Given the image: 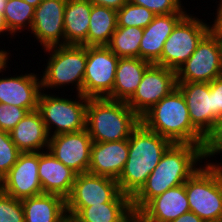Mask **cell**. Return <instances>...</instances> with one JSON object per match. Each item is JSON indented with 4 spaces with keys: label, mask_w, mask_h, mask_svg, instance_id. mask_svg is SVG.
I'll return each instance as SVG.
<instances>
[{
    "label": "cell",
    "mask_w": 222,
    "mask_h": 222,
    "mask_svg": "<svg viewBox=\"0 0 222 222\" xmlns=\"http://www.w3.org/2000/svg\"><path fill=\"white\" fill-rule=\"evenodd\" d=\"M202 160L200 145L172 143L146 183L131 198L134 214L169 188L184 184L201 167L199 162L203 163ZM197 163L199 167H196Z\"/></svg>",
    "instance_id": "6da1fadb"
},
{
    "label": "cell",
    "mask_w": 222,
    "mask_h": 222,
    "mask_svg": "<svg viewBox=\"0 0 222 222\" xmlns=\"http://www.w3.org/2000/svg\"><path fill=\"white\" fill-rule=\"evenodd\" d=\"M171 144L168 139L149 130L140 122L128 139V159L117 179L121 193L132 198L146 183Z\"/></svg>",
    "instance_id": "7a4b0ae2"
},
{
    "label": "cell",
    "mask_w": 222,
    "mask_h": 222,
    "mask_svg": "<svg viewBox=\"0 0 222 222\" xmlns=\"http://www.w3.org/2000/svg\"><path fill=\"white\" fill-rule=\"evenodd\" d=\"M141 123L173 144L202 146L204 136L192 125L186 100L178 88L140 117Z\"/></svg>",
    "instance_id": "3957f363"
},
{
    "label": "cell",
    "mask_w": 222,
    "mask_h": 222,
    "mask_svg": "<svg viewBox=\"0 0 222 222\" xmlns=\"http://www.w3.org/2000/svg\"><path fill=\"white\" fill-rule=\"evenodd\" d=\"M140 122V117L126 102L107 98L88 99L86 129L93 142L129 139Z\"/></svg>",
    "instance_id": "277c9868"
},
{
    "label": "cell",
    "mask_w": 222,
    "mask_h": 222,
    "mask_svg": "<svg viewBox=\"0 0 222 222\" xmlns=\"http://www.w3.org/2000/svg\"><path fill=\"white\" fill-rule=\"evenodd\" d=\"M49 59L41 78L42 91L45 88L56 90L60 87L74 85L77 94H82L83 80L87 61V46L62 45L44 49Z\"/></svg>",
    "instance_id": "5b68a950"
},
{
    "label": "cell",
    "mask_w": 222,
    "mask_h": 222,
    "mask_svg": "<svg viewBox=\"0 0 222 222\" xmlns=\"http://www.w3.org/2000/svg\"><path fill=\"white\" fill-rule=\"evenodd\" d=\"M200 167L186 182L190 211L204 221L222 218V163Z\"/></svg>",
    "instance_id": "8992f818"
},
{
    "label": "cell",
    "mask_w": 222,
    "mask_h": 222,
    "mask_svg": "<svg viewBox=\"0 0 222 222\" xmlns=\"http://www.w3.org/2000/svg\"><path fill=\"white\" fill-rule=\"evenodd\" d=\"M44 92L41 91L39 95L38 111L50 137L79 132L86 128V107L89 98L77 94V98L71 100Z\"/></svg>",
    "instance_id": "52a82bcc"
},
{
    "label": "cell",
    "mask_w": 222,
    "mask_h": 222,
    "mask_svg": "<svg viewBox=\"0 0 222 222\" xmlns=\"http://www.w3.org/2000/svg\"><path fill=\"white\" fill-rule=\"evenodd\" d=\"M204 21L190 13L186 14L165 41L161 58L155 64L177 71L209 32V24Z\"/></svg>",
    "instance_id": "ba28073f"
},
{
    "label": "cell",
    "mask_w": 222,
    "mask_h": 222,
    "mask_svg": "<svg viewBox=\"0 0 222 222\" xmlns=\"http://www.w3.org/2000/svg\"><path fill=\"white\" fill-rule=\"evenodd\" d=\"M222 76V43L208 32L176 71L177 82L210 83Z\"/></svg>",
    "instance_id": "9c48e42d"
},
{
    "label": "cell",
    "mask_w": 222,
    "mask_h": 222,
    "mask_svg": "<svg viewBox=\"0 0 222 222\" xmlns=\"http://www.w3.org/2000/svg\"><path fill=\"white\" fill-rule=\"evenodd\" d=\"M119 57L107 46H87L82 95L107 98L113 90Z\"/></svg>",
    "instance_id": "30bf717a"
},
{
    "label": "cell",
    "mask_w": 222,
    "mask_h": 222,
    "mask_svg": "<svg viewBox=\"0 0 222 222\" xmlns=\"http://www.w3.org/2000/svg\"><path fill=\"white\" fill-rule=\"evenodd\" d=\"M177 88L176 71L151 64L127 105L141 117L162 98Z\"/></svg>",
    "instance_id": "8fae6325"
},
{
    "label": "cell",
    "mask_w": 222,
    "mask_h": 222,
    "mask_svg": "<svg viewBox=\"0 0 222 222\" xmlns=\"http://www.w3.org/2000/svg\"><path fill=\"white\" fill-rule=\"evenodd\" d=\"M38 165L39 152L21 153L17 162L0 181V190L18 200L42 194Z\"/></svg>",
    "instance_id": "7c38bea8"
},
{
    "label": "cell",
    "mask_w": 222,
    "mask_h": 222,
    "mask_svg": "<svg viewBox=\"0 0 222 222\" xmlns=\"http://www.w3.org/2000/svg\"><path fill=\"white\" fill-rule=\"evenodd\" d=\"M121 193L115 179L89 172L77 174L66 207H89L112 202Z\"/></svg>",
    "instance_id": "4fadbf2b"
},
{
    "label": "cell",
    "mask_w": 222,
    "mask_h": 222,
    "mask_svg": "<svg viewBox=\"0 0 222 222\" xmlns=\"http://www.w3.org/2000/svg\"><path fill=\"white\" fill-rule=\"evenodd\" d=\"M92 143L85 128L79 132L51 136L48 150L66 167L81 174L88 172Z\"/></svg>",
    "instance_id": "5bb4252c"
},
{
    "label": "cell",
    "mask_w": 222,
    "mask_h": 222,
    "mask_svg": "<svg viewBox=\"0 0 222 222\" xmlns=\"http://www.w3.org/2000/svg\"><path fill=\"white\" fill-rule=\"evenodd\" d=\"M67 0H43L34 12L31 33L43 49L64 45V12Z\"/></svg>",
    "instance_id": "9a60e30c"
},
{
    "label": "cell",
    "mask_w": 222,
    "mask_h": 222,
    "mask_svg": "<svg viewBox=\"0 0 222 222\" xmlns=\"http://www.w3.org/2000/svg\"><path fill=\"white\" fill-rule=\"evenodd\" d=\"M8 64L1 70L6 71ZM39 74L25 73L11 77H0V103L25 108L28 112L38 110V99L42 91Z\"/></svg>",
    "instance_id": "2e32d148"
},
{
    "label": "cell",
    "mask_w": 222,
    "mask_h": 222,
    "mask_svg": "<svg viewBox=\"0 0 222 222\" xmlns=\"http://www.w3.org/2000/svg\"><path fill=\"white\" fill-rule=\"evenodd\" d=\"M190 211L185 183L151 199L137 214L136 222H170Z\"/></svg>",
    "instance_id": "e0dca14e"
},
{
    "label": "cell",
    "mask_w": 222,
    "mask_h": 222,
    "mask_svg": "<svg viewBox=\"0 0 222 222\" xmlns=\"http://www.w3.org/2000/svg\"><path fill=\"white\" fill-rule=\"evenodd\" d=\"M189 110L192 125L204 136L217 120L212 115L210 83L177 82Z\"/></svg>",
    "instance_id": "ac0fdd59"
},
{
    "label": "cell",
    "mask_w": 222,
    "mask_h": 222,
    "mask_svg": "<svg viewBox=\"0 0 222 222\" xmlns=\"http://www.w3.org/2000/svg\"><path fill=\"white\" fill-rule=\"evenodd\" d=\"M128 139L93 142L88 172L117 180L128 159Z\"/></svg>",
    "instance_id": "d6986e66"
},
{
    "label": "cell",
    "mask_w": 222,
    "mask_h": 222,
    "mask_svg": "<svg viewBox=\"0 0 222 222\" xmlns=\"http://www.w3.org/2000/svg\"><path fill=\"white\" fill-rule=\"evenodd\" d=\"M78 222H136L131 197L120 193L112 202L89 207H66Z\"/></svg>",
    "instance_id": "ffe728a7"
},
{
    "label": "cell",
    "mask_w": 222,
    "mask_h": 222,
    "mask_svg": "<svg viewBox=\"0 0 222 222\" xmlns=\"http://www.w3.org/2000/svg\"><path fill=\"white\" fill-rule=\"evenodd\" d=\"M38 175L43 193L56 194L66 199L71 193L77 173L47 150L39 152Z\"/></svg>",
    "instance_id": "44dd1931"
},
{
    "label": "cell",
    "mask_w": 222,
    "mask_h": 222,
    "mask_svg": "<svg viewBox=\"0 0 222 222\" xmlns=\"http://www.w3.org/2000/svg\"><path fill=\"white\" fill-rule=\"evenodd\" d=\"M187 13L156 15L153 21L143 28V37L139 47V58L155 64L160 58L163 46L176 24Z\"/></svg>",
    "instance_id": "7402d4cb"
},
{
    "label": "cell",
    "mask_w": 222,
    "mask_h": 222,
    "mask_svg": "<svg viewBox=\"0 0 222 222\" xmlns=\"http://www.w3.org/2000/svg\"><path fill=\"white\" fill-rule=\"evenodd\" d=\"M9 133L22 153L48 150L50 135L38 110L28 112Z\"/></svg>",
    "instance_id": "603a6c76"
},
{
    "label": "cell",
    "mask_w": 222,
    "mask_h": 222,
    "mask_svg": "<svg viewBox=\"0 0 222 222\" xmlns=\"http://www.w3.org/2000/svg\"><path fill=\"white\" fill-rule=\"evenodd\" d=\"M21 202L24 222H63L68 216L66 200L56 194L42 193Z\"/></svg>",
    "instance_id": "cb8c5ba5"
},
{
    "label": "cell",
    "mask_w": 222,
    "mask_h": 222,
    "mask_svg": "<svg viewBox=\"0 0 222 222\" xmlns=\"http://www.w3.org/2000/svg\"><path fill=\"white\" fill-rule=\"evenodd\" d=\"M92 4L88 0H67L64 12V45L88 46Z\"/></svg>",
    "instance_id": "d4e9b609"
},
{
    "label": "cell",
    "mask_w": 222,
    "mask_h": 222,
    "mask_svg": "<svg viewBox=\"0 0 222 222\" xmlns=\"http://www.w3.org/2000/svg\"><path fill=\"white\" fill-rule=\"evenodd\" d=\"M150 62L141 58H119L112 93L107 99L127 102L136 91Z\"/></svg>",
    "instance_id": "484cf974"
},
{
    "label": "cell",
    "mask_w": 222,
    "mask_h": 222,
    "mask_svg": "<svg viewBox=\"0 0 222 222\" xmlns=\"http://www.w3.org/2000/svg\"><path fill=\"white\" fill-rule=\"evenodd\" d=\"M117 28V10L93 5L88 29V46H106Z\"/></svg>",
    "instance_id": "4316f807"
},
{
    "label": "cell",
    "mask_w": 222,
    "mask_h": 222,
    "mask_svg": "<svg viewBox=\"0 0 222 222\" xmlns=\"http://www.w3.org/2000/svg\"><path fill=\"white\" fill-rule=\"evenodd\" d=\"M143 28L117 27L106 45L119 58H139Z\"/></svg>",
    "instance_id": "83f0119b"
},
{
    "label": "cell",
    "mask_w": 222,
    "mask_h": 222,
    "mask_svg": "<svg viewBox=\"0 0 222 222\" xmlns=\"http://www.w3.org/2000/svg\"><path fill=\"white\" fill-rule=\"evenodd\" d=\"M34 12L35 7L23 0H9L3 13L9 31L13 35L20 33L22 30L28 29V31H30L34 19Z\"/></svg>",
    "instance_id": "f1b7e54d"
},
{
    "label": "cell",
    "mask_w": 222,
    "mask_h": 222,
    "mask_svg": "<svg viewBox=\"0 0 222 222\" xmlns=\"http://www.w3.org/2000/svg\"><path fill=\"white\" fill-rule=\"evenodd\" d=\"M156 15L145 7L127 2L117 10V27L146 28Z\"/></svg>",
    "instance_id": "f546056e"
},
{
    "label": "cell",
    "mask_w": 222,
    "mask_h": 222,
    "mask_svg": "<svg viewBox=\"0 0 222 222\" xmlns=\"http://www.w3.org/2000/svg\"><path fill=\"white\" fill-rule=\"evenodd\" d=\"M21 153L12 141L10 133L0 129V181L17 162Z\"/></svg>",
    "instance_id": "4dcf8cb0"
},
{
    "label": "cell",
    "mask_w": 222,
    "mask_h": 222,
    "mask_svg": "<svg viewBox=\"0 0 222 222\" xmlns=\"http://www.w3.org/2000/svg\"><path fill=\"white\" fill-rule=\"evenodd\" d=\"M201 152L202 159L206 160L222 153V117H219L204 135Z\"/></svg>",
    "instance_id": "1f68e13d"
},
{
    "label": "cell",
    "mask_w": 222,
    "mask_h": 222,
    "mask_svg": "<svg viewBox=\"0 0 222 222\" xmlns=\"http://www.w3.org/2000/svg\"><path fill=\"white\" fill-rule=\"evenodd\" d=\"M0 222H24L21 200L13 198L0 190Z\"/></svg>",
    "instance_id": "d6a6232c"
},
{
    "label": "cell",
    "mask_w": 222,
    "mask_h": 222,
    "mask_svg": "<svg viewBox=\"0 0 222 222\" xmlns=\"http://www.w3.org/2000/svg\"><path fill=\"white\" fill-rule=\"evenodd\" d=\"M129 2L147 8L155 15L187 13L181 0H129Z\"/></svg>",
    "instance_id": "836d02e7"
},
{
    "label": "cell",
    "mask_w": 222,
    "mask_h": 222,
    "mask_svg": "<svg viewBox=\"0 0 222 222\" xmlns=\"http://www.w3.org/2000/svg\"><path fill=\"white\" fill-rule=\"evenodd\" d=\"M27 113L25 108L0 103V129L10 132Z\"/></svg>",
    "instance_id": "e575fe53"
},
{
    "label": "cell",
    "mask_w": 222,
    "mask_h": 222,
    "mask_svg": "<svg viewBox=\"0 0 222 222\" xmlns=\"http://www.w3.org/2000/svg\"><path fill=\"white\" fill-rule=\"evenodd\" d=\"M212 90V115L218 119L222 117V76L210 82Z\"/></svg>",
    "instance_id": "d590c367"
},
{
    "label": "cell",
    "mask_w": 222,
    "mask_h": 222,
    "mask_svg": "<svg viewBox=\"0 0 222 222\" xmlns=\"http://www.w3.org/2000/svg\"><path fill=\"white\" fill-rule=\"evenodd\" d=\"M218 2V9L213 24H209V32L222 43V0Z\"/></svg>",
    "instance_id": "8d00e7d4"
},
{
    "label": "cell",
    "mask_w": 222,
    "mask_h": 222,
    "mask_svg": "<svg viewBox=\"0 0 222 222\" xmlns=\"http://www.w3.org/2000/svg\"><path fill=\"white\" fill-rule=\"evenodd\" d=\"M93 5H101L115 10L121 9L129 0H88Z\"/></svg>",
    "instance_id": "74e56055"
},
{
    "label": "cell",
    "mask_w": 222,
    "mask_h": 222,
    "mask_svg": "<svg viewBox=\"0 0 222 222\" xmlns=\"http://www.w3.org/2000/svg\"><path fill=\"white\" fill-rule=\"evenodd\" d=\"M170 222H205L202 220L199 216H197L195 213L189 211L185 214H182L177 219L170 221Z\"/></svg>",
    "instance_id": "f35d334b"
},
{
    "label": "cell",
    "mask_w": 222,
    "mask_h": 222,
    "mask_svg": "<svg viewBox=\"0 0 222 222\" xmlns=\"http://www.w3.org/2000/svg\"><path fill=\"white\" fill-rule=\"evenodd\" d=\"M8 32L10 33L11 36L14 37V35L8 29L4 14L0 12V35L1 33L6 34Z\"/></svg>",
    "instance_id": "ab89813d"
},
{
    "label": "cell",
    "mask_w": 222,
    "mask_h": 222,
    "mask_svg": "<svg viewBox=\"0 0 222 222\" xmlns=\"http://www.w3.org/2000/svg\"><path fill=\"white\" fill-rule=\"evenodd\" d=\"M10 53L4 49L0 50V70L7 64Z\"/></svg>",
    "instance_id": "60d3db41"
},
{
    "label": "cell",
    "mask_w": 222,
    "mask_h": 222,
    "mask_svg": "<svg viewBox=\"0 0 222 222\" xmlns=\"http://www.w3.org/2000/svg\"><path fill=\"white\" fill-rule=\"evenodd\" d=\"M23 1L36 8L43 0H23Z\"/></svg>",
    "instance_id": "b9f144b4"
},
{
    "label": "cell",
    "mask_w": 222,
    "mask_h": 222,
    "mask_svg": "<svg viewBox=\"0 0 222 222\" xmlns=\"http://www.w3.org/2000/svg\"><path fill=\"white\" fill-rule=\"evenodd\" d=\"M9 0H0V12L4 13L6 4L8 3Z\"/></svg>",
    "instance_id": "7bdbcfd3"
},
{
    "label": "cell",
    "mask_w": 222,
    "mask_h": 222,
    "mask_svg": "<svg viewBox=\"0 0 222 222\" xmlns=\"http://www.w3.org/2000/svg\"><path fill=\"white\" fill-rule=\"evenodd\" d=\"M63 222H78L75 218L71 217V216H67Z\"/></svg>",
    "instance_id": "ee69618b"
},
{
    "label": "cell",
    "mask_w": 222,
    "mask_h": 222,
    "mask_svg": "<svg viewBox=\"0 0 222 222\" xmlns=\"http://www.w3.org/2000/svg\"><path fill=\"white\" fill-rule=\"evenodd\" d=\"M205 222H222V218L215 219V220H210V221H205Z\"/></svg>",
    "instance_id": "f6af8a7d"
}]
</instances>
